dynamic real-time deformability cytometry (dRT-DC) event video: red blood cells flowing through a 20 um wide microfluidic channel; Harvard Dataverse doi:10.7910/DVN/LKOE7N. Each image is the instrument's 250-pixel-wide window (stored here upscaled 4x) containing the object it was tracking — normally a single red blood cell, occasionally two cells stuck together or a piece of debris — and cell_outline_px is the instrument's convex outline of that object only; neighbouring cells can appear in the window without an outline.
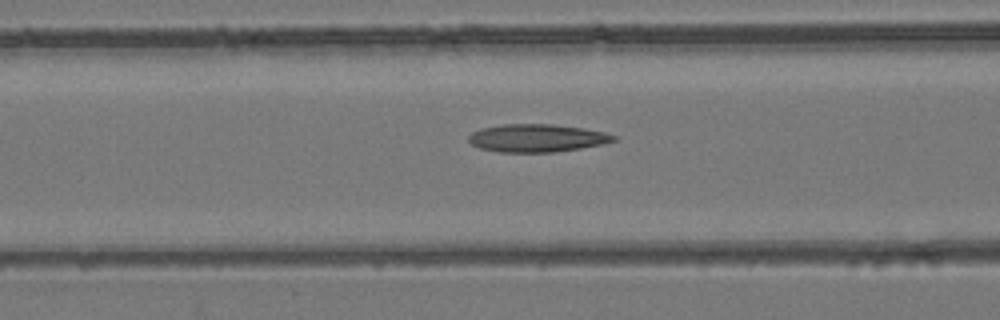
{"species": "common noctule bat (a hibernating species)", "species_latin": "Nyctalus noctula", "temperature_condition": "room temperature", "stored_images_in_passage": 52, "camera_frame_rate_fps": 3000, "um_per_image_px": 0.085, "animal": {"sex": "female", "body_mass_g": 24.6, "forearm_length_mm": 56.2}, "frame": {"image": 1, "passage_image": 22, "time_ms": 7.0, "image_size_px": [1000, 320], "cell_outline_px": [[620, 140], [604, 144], [556, 152], [500, 152], [480, 148], [472, 144], [468, 140], [468, 136], [472, 132], [480, 128], [504, 124], [552, 124], [584, 128], [604, 132], [616, 136]], "centroid_in_image_um": [45.67, 11.73], "position_along_channel_um": 120.9, "area_um2": 23.7}}
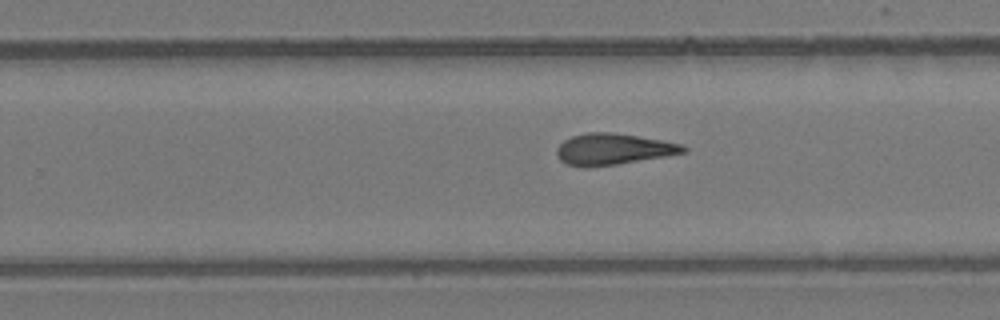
{"frame": {"image": 2, "passage_image": 34, "time_ms": 11.0, "image_size_px": [1000, 320], "cell_outline_px": [[688, 148], [684, 152], [668, 156], [616, 164], [588, 168], [584, 168], [568, 164], [560, 160], [556, 156], [556, 148], [564, 140], [572, 136], [588, 132], [612, 132], [660, 140], [680, 144]], "centroid_in_image_um": [52.07, 12.69], "position_along_channel_um": 277.7, "area_um2": 23.0}}
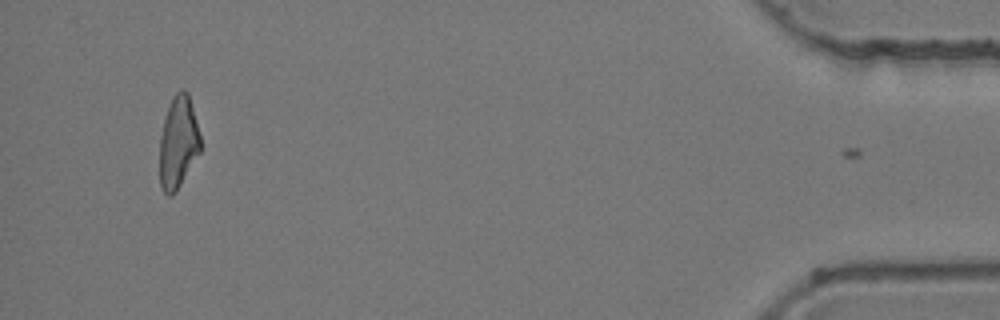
{"frame": {"image": 3, "passage_image": 51, "time_ms": 16.667, "image_size_px": [1000, 320], "cell_outline_px": [[200, 152], [176, 192], [172, 196], [168, 196], [160, 188], [160, 136], [164, 120], [172, 96], [180, 88], [184, 88], [188, 92], [196, 120], [200, 136]], "centroid_in_image_um": [15.14, 12.11], "position_along_channel_um": 420.1, "area_um2": 21.96}, "authors_computed_cell_mechanics": {"area_um2": 23.2934, "velocity_mm_per_s": 3.9231, "shape_relaxation_time_tau1_ms": null, "shape_relaxation_time_tau2_ms": 5.6545, "deformation_change_tau1": null, "deformation_change_tau2": 0.1779}}